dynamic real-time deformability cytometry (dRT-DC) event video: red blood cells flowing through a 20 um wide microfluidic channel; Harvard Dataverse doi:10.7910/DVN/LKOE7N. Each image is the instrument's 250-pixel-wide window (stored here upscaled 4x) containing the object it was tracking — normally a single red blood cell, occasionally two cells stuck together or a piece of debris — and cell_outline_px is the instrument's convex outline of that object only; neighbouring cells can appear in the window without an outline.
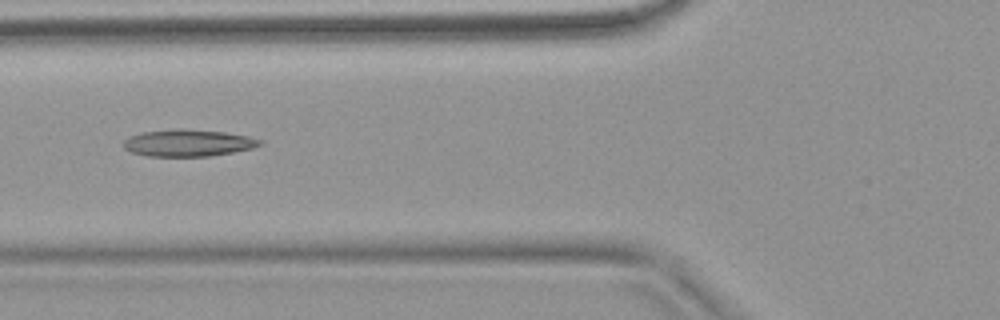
{"species": "common noctule bat (a hibernating species)", "species_latin": "Nyctalus noctula", "temperature_condition": "warm", "stored_images_in_passage": 52, "camera_frame_rate_fps": 3000, "um_per_image_px": 0.085, "animal": {"sex": "female", "body_mass_g": 18.4}, "frame": {"image": 1, "passage_image": 20, "time_ms": 6.333, "image_size_px": [1000, 320], "cell_outline_px": [[264, 144], [252, 148], [232, 152], [208, 156], [148, 156], [132, 152], [124, 148], [120, 144], [128, 136], [140, 132], [176, 128], [184, 128], [224, 132], [248, 136], [264, 140]], "centroid_in_image_um": [15.96, 12.13], "position_along_channel_um": 109.8, "area_um2": 21.68}}
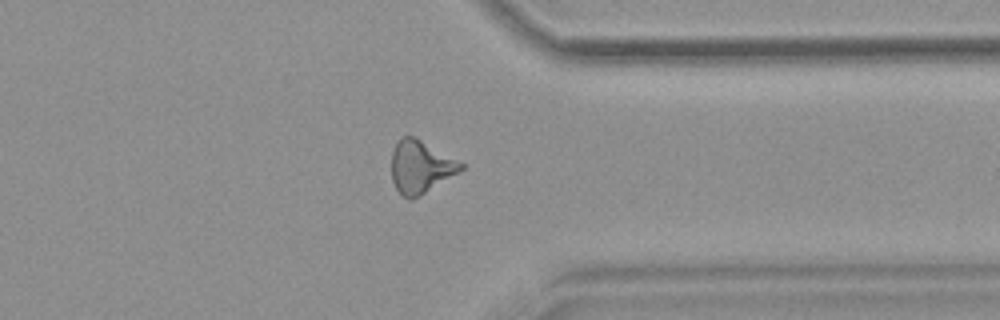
{"frame": {"image": 2, "passage_image": 41, "time_ms": 13.333, "image_size_px": [1000, 320], "cell_outline_px": [[464, 168], [460, 172], [412, 200], [408, 200], [396, 188], [392, 180], [392, 152], [400, 136], [416, 136], [464, 164]], "centroid_in_image_um": [35.75, 14.17], "position_along_channel_um": 375.7, "area_um2": 21.27}}
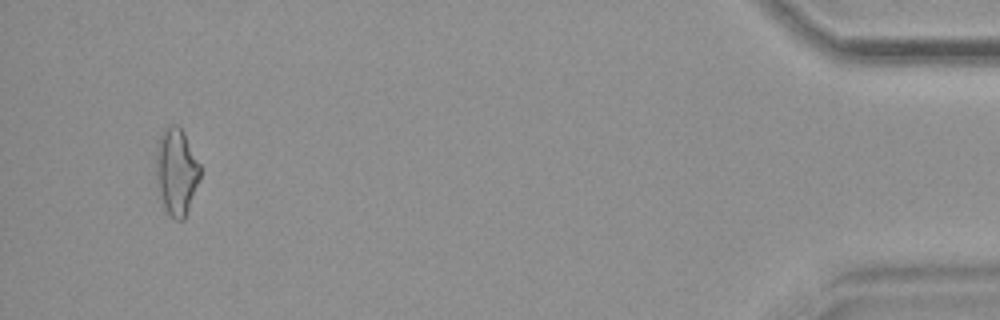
{"frame": {"image": 3, "passage_image": 50, "time_ms": 16.333, "image_size_px": [1000, 320], "cell_outline_px": [[200, 180], [184, 220], [176, 220], [168, 216], [160, 200], [156, 188], [156, 140], [164, 128], [168, 124], [176, 124], [184, 132], [200, 164]], "centroid_in_image_um": [14.96, 14.59], "position_along_channel_um": 420.2, "area_um2": 23.0}, "authors_computed_cell_mechanics": {"area_um2": 21.1548, "velocity_mm_per_s": 3.8551, "shape_relaxation_time_tau1_ms": null, "shape_relaxation_time_tau2_ms": 3.2611, "deformation_change_tau1": null, "deformation_change_tau2": 0.1408}}